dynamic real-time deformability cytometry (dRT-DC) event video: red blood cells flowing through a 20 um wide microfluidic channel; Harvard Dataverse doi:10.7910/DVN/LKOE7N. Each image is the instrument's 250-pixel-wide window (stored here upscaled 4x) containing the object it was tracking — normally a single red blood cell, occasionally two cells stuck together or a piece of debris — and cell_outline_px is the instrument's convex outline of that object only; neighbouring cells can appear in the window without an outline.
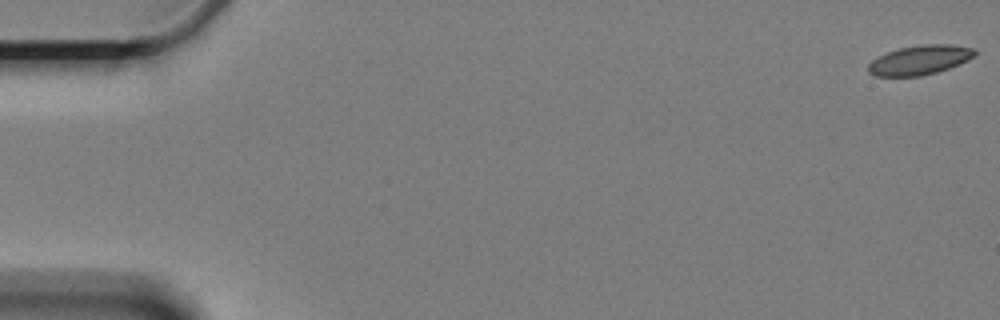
{"species": "Egyptian fruit bat (a non-hibernating species)", "species_latin": "Rousettus aegyptiacus", "temperature_condition": "cold", "stored_images_in_passage": 5, "camera_frame_rate_fps": 3000, "um_per_image_px": 0.085, "animal": {"sex": "female"}, "frame": {"image": 1, "passage_image": 1, "time_ms": 0.0, "image_size_px": [1000, 320], "cell_outline_px": [[976, 56], [960, 64], [936, 72], [920, 76], [876, 76], [868, 72], [868, 64], [872, 60], [888, 52], [900, 48], [924, 44], [952, 44], [976, 48]], "centroid_in_image_um": [78.23, 5.09], "position_along_channel_um": 6.8, "area_um2": 18.26}}
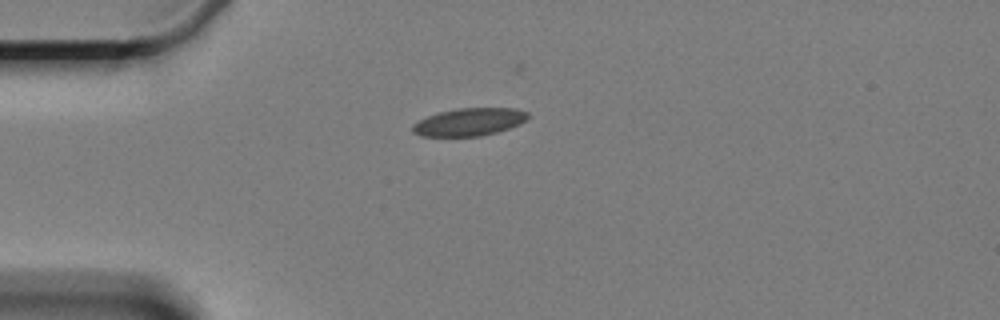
{"frame": {"image": 2, "passage_image": 5, "time_ms": 5.0, "image_size_px": [1000, 320], "cell_outline_px": [[532, 116], [520, 124], [496, 132], [480, 136], [420, 136], [412, 132], [412, 124], [428, 116], [440, 112], [456, 108], [516, 108], [528, 112]], "centroid_in_image_um": [39.91, 10.36], "position_along_channel_um": 45.1, "area_um2": 18.67}}